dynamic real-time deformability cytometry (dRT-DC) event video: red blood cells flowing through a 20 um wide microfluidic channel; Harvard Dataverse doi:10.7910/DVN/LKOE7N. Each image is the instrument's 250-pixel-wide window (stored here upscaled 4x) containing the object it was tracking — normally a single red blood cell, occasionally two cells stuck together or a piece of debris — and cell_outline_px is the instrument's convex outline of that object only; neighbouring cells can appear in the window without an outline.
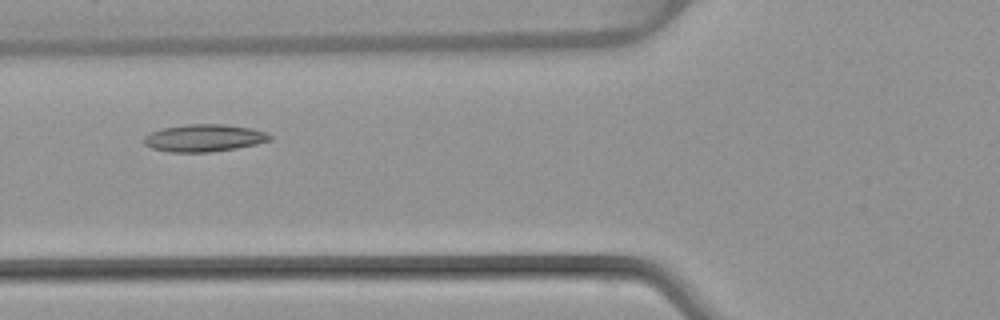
{"species": "common noctule bat (a hibernating species)", "species_latin": "Nyctalus noctula", "temperature_condition": "warm", "stored_images_in_passage": 3, "camera_frame_rate_fps": 3000, "um_per_image_px": 0.085, "animal": {"sex": "female", "body_mass_g": 22.7, "forearm_length_mm": 54.2}, "frame": {"image": 1, "passage_image": 2, "time_ms": 1.0, "image_size_px": [1000, 320], "cell_outline_px": [[272, 140], [256, 144], [236, 148], [212, 152], [172, 152], [152, 148], [144, 144], [144, 136], [148, 132], [164, 128], [188, 124], [224, 124], [252, 128], [264, 132], [272, 136]], "centroid_in_image_um": [17.34, 11.73], "position_along_channel_um": 108.5, "area_um2": 20.06}}
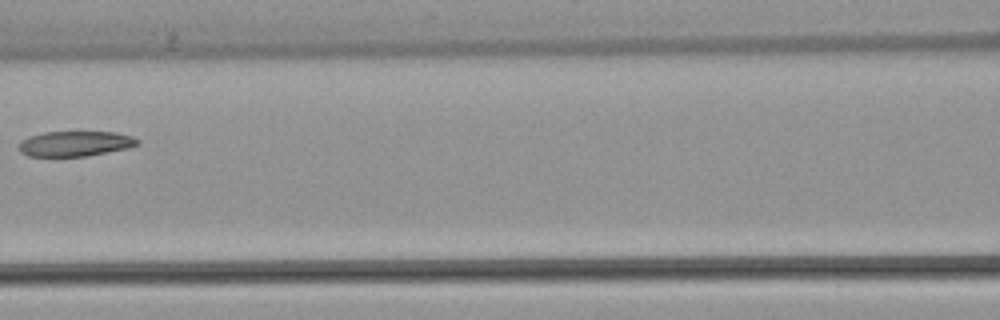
{"frame": {"image": 2, "passage_image": 3, "time_ms": 2.333, "image_size_px": [1000, 320], "cell_outline_px": [[140, 144], [128, 148], [88, 156], [28, 156], [20, 152], [16, 148], [16, 144], [20, 140], [28, 136], [44, 132], [116, 132], [132, 136], [140, 140]], "centroid_in_image_um": [6.35, 12.21], "position_along_channel_um": 160.3, "area_um2": 17.74}}